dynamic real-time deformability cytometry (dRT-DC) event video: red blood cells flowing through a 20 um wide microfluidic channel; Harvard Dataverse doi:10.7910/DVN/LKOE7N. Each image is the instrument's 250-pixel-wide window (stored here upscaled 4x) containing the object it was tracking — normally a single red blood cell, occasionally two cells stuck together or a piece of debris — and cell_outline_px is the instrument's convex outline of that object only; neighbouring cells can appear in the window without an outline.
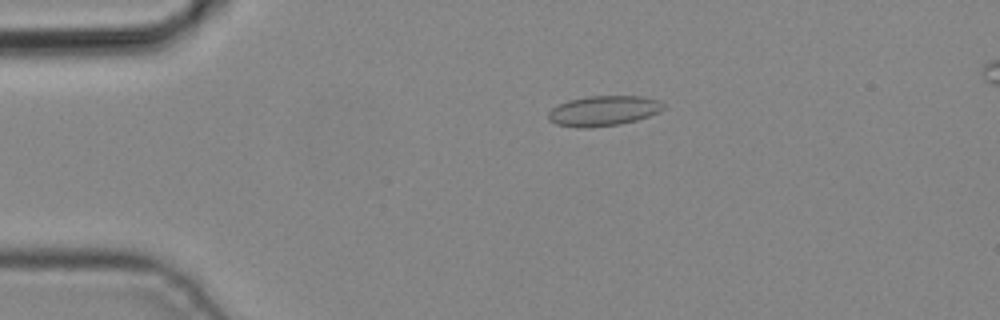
{"species": "common noctule bat (a hibernating species)", "species_latin": "Nyctalus noctula", "temperature_condition": "cold", "stored_images_in_passage": 2, "camera_frame_rate_fps": 3000, "um_per_image_px": 0.085, "animal": {"sex": "male", "body_mass_g": 19.2, "forearm_length_mm": 51.8}, "frame": {"image": 1, "passage_image": 1, "time_ms": 0.0, "image_size_px": [1000, 320], "cell_outline_px": [[664, 108], [660, 112], [636, 120], [620, 124], [588, 128], [576, 128], [556, 124], [548, 120], [548, 112], [552, 108], [568, 100], [588, 96], [644, 96], [656, 100], [664, 104]], "centroid_in_image_um": [51.27, 9.42], "position_along_channel_um": 33.7, "area_um2": 20.29}}